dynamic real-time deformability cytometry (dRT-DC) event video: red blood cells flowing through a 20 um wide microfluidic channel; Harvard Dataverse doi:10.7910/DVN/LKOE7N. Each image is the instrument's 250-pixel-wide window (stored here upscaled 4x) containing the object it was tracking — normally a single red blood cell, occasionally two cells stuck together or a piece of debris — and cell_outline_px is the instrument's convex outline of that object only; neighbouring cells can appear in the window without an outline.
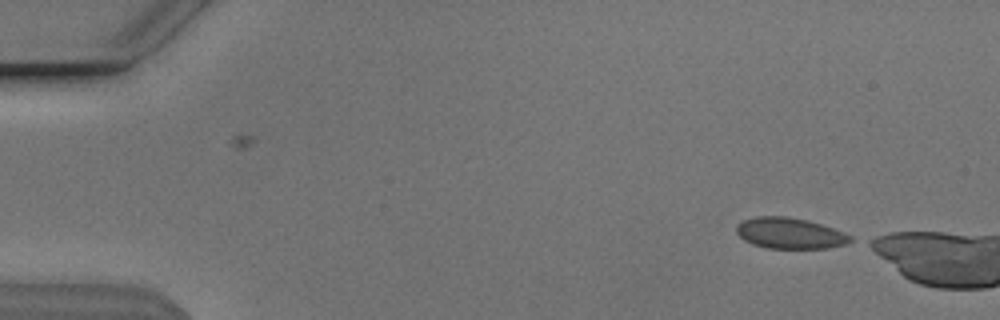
{"species": "Egyptian fruit bat (a non-hibernating species)", "species_latin": "Rousettus aegyptiacus", "temperature_condition": "cold", "stored_images_in_passage": 11, "camera_frame_rate_fps": 3000, "um_per_image_px": 0.085, "animal": {"sex": "male"}, "frame": {"image": 1, "passage_image": 11, "time_ms": 3.333, "image_size_px": [1000, 320], "cell_outline_px": [[852, 240], [844, 244], [828, 248], [764, 248], [752, 244], [744, 240], [736, 232], [736, 224], [744, 220], [756, 216], [788, 216], [808, 220], [844, 232], [852, 236]], "centroid_in_image_um": [67.11, 19.82], "position_along_channel_um": 17.9, "area_um2": 20.58}}